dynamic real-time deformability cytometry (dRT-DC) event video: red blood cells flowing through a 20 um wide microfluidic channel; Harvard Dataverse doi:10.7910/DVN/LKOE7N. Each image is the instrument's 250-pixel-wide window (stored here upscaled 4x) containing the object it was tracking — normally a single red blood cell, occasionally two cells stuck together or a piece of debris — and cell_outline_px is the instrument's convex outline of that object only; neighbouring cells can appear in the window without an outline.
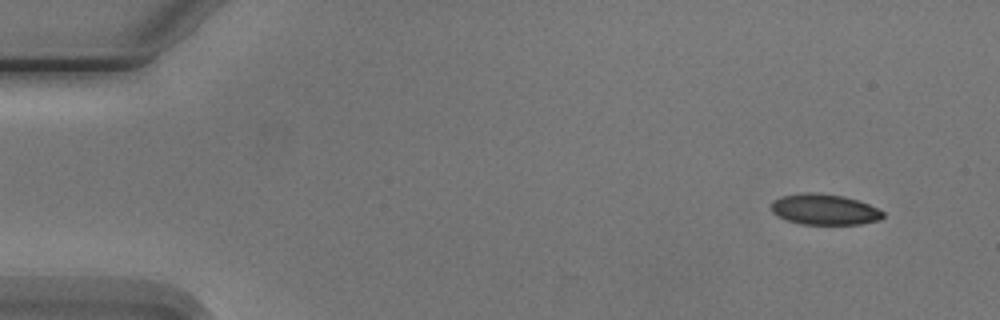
{"species": "Egyptian fruit bat (a non-hibernating species)", "species_latin": "Rousettus aegyptiacus", "temperature_condition": "cold", "stored_images_in_passage": 5, "camera_frame_rate_fps": 3000, "um_per_image_px": 0.085, "animal": {"sex": "male"}, "frame": {"image": 1, "passage_image": 1, "time_ms": 0.0, "image_size_px": [1000, 320], "cell_outline_px": [[884, 216], [880, 220], [860, 224], [800, 224], [788, 220], [772, 212], [772, 200], [780, 196], [804, 192], [816, 192], [844, 196], [868, 204], [884, 212]], "centroid_in_image_um": [70.07, 17.79], "position_along_channel_um": 14.9, "area_um2": 20.0}}
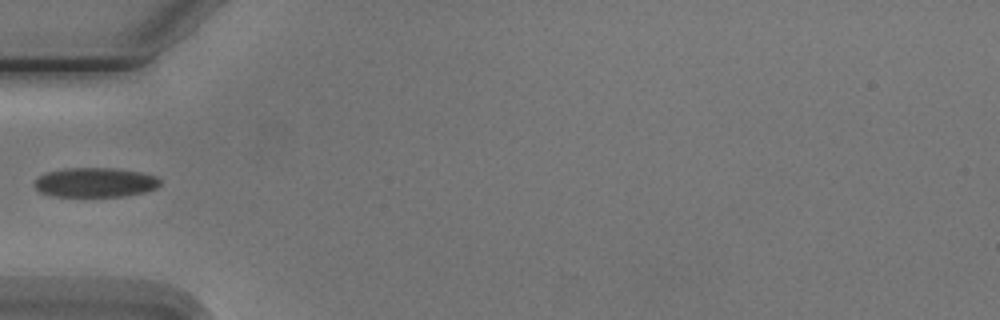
{"frame": {"image": 2, "passage_image": 4, "time_ms": 4.667, "image_size_px": [1000, 320], "cell_outline_px": [[160, 184], [156, 188], [144, 192], [124, 196], [52, 196], [40, 192], [32, 184], [36, 176], [48, 172], [64, 168], [116, 168], [140, 172], [156, 176], [160, 180]], "centroid_in_image_um": [8.05, 15.5], "position_along_channel_um": 77.0, "area_um2": 21.73}}
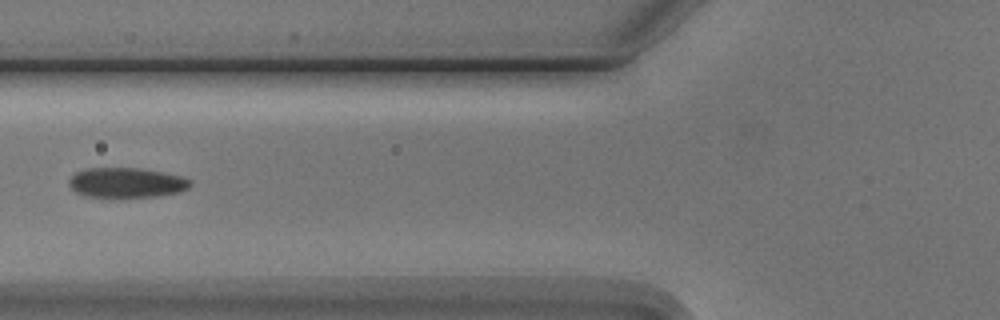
{"frame": {"image": 3, "passage_image": 5, "time_ms": 5.667, "image_size_px": [1000, 320], "cell_outline_px": [[192, 184], [188, 188], [180, 192], [160, 196], [84, 196], [76, 192], [68, 184], [68, 180], [76, 172], [88, 168], [140, 168], [180, 176], [192, 180]], "centroid_in_image_um": [10.76, 15.52], "position_along_channel_um": 115.0, "area_um2": 20.92}}